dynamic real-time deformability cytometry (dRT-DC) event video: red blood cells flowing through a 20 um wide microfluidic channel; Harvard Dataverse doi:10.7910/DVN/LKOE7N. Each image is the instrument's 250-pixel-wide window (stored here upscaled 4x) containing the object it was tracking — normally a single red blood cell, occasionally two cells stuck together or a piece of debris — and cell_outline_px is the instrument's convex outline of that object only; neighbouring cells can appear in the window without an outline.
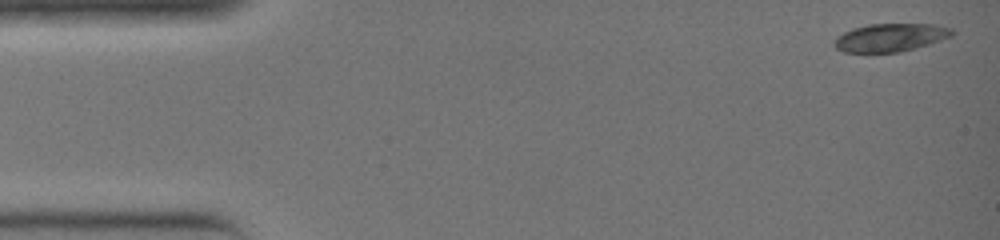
{"species": "common noctule bat (a hibernating species)", "species_latin": "Nyctalus noctula", "temperature_condition": "warm", "stored_images_in_passage": 33, "camera_frame_rate_fps": 3000, "um_per_image_px": 0.085, "animal": {"sex": "female", "body_mass_g": 19.0, "forearm_length_mm": 51.5}, "frame": {"image": 1, "passage_image": 1, "time_ms": 0.0, "image_size_px": [1000, 240], "cell_outline_px": [[956, 32], [952, 36], [916, 48], [900, 52], [844, 52], [836, 48], [832, 44], [832, 40], [836, 36], [852, 28], [868, 24], [936, 24], [952, 28]], "centroid_in_image_um": [75.67, 3.18], "position_along_channel_um": 9.3, "area_um2": 19.48}}
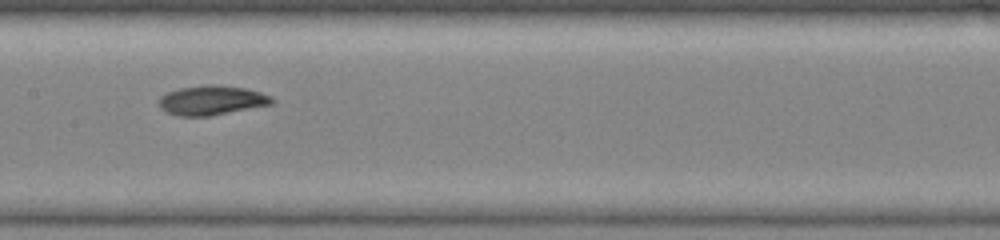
{"frame": {"image": 2, "passage_image": 18, "time_ms": 5.667, "image_size_px": [1000, 240], "cell_outline_px": [[276, 100], [272, 104], [212, 116], [176, 116], [164, 112], [160, 108], [156, 100], [160, 96], [168, 92], [180, 88], [204, 84], [216, 84], [244, 88], [260, 92], [272, 96]], "centroid_in_image_um": [17.96, 8.53], "position_along_channel_um": 189.4, "area_um2": 19.83}}
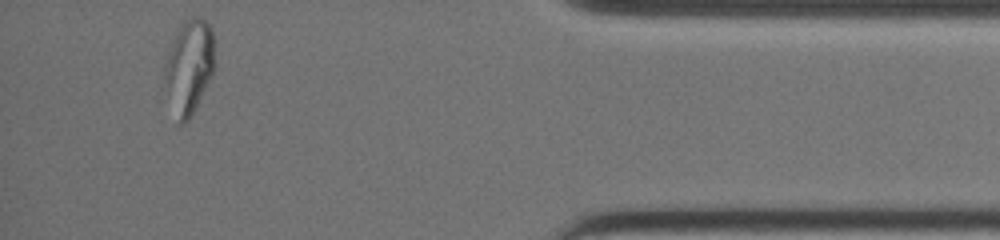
{"frame": {"image": 3, "passage_image": 33, "time_ms": 10.667, "image_size_px": [1000, 240], "cell_outline_px": [[216, 64], [192, 116], [184, 124], [180, 124], [168, 88], [164, 72], [164, 64], [168, 52], [180, 20], [188, 16], [200, 16], [212, 28]], "centroid_in_image_um": [16.11, 5.51], "position_along_channel_um": 419.1, "area_um2": 27.17}}